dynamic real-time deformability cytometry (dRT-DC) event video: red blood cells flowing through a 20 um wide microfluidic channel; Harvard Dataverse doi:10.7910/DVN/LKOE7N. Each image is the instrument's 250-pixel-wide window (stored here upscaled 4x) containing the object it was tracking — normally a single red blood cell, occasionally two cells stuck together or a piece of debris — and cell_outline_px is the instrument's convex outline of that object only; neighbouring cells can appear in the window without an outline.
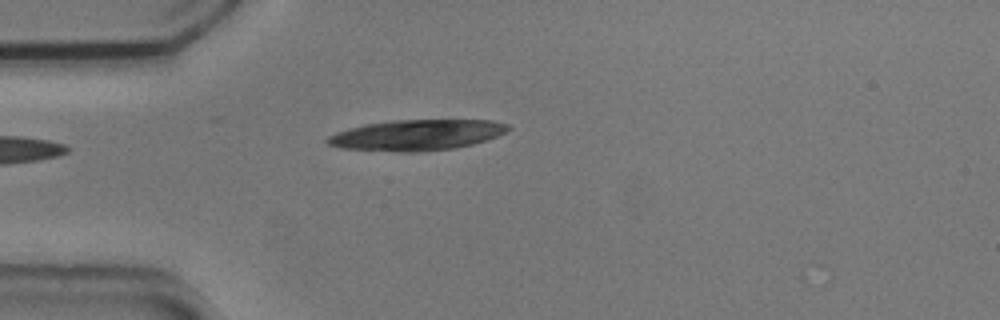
{"species": "common noctule bat (a hibernating species)", "species_latin": "Nyctalus noctula", "temperature_condition": "cold", "stored_images_in_passage": 4, "camera_frame_rate_fps": 3000, "um_per_image_px": 0.085, "animal": {"sex": "male", "body_mass_g": 20.5, "forearm_length_mm": 52.5}, "frame": {"image": 1, "passage_image": 4, "time_ms": 1.0, "image_size_px": [1000, 320], "cell_outline_px": [[512, 128], [488, 140], [456, 148], [416, 152], [400, 152], [340, 148], [328, 144], [324, 140], [328, 136], [336, 132], [348, 128], [364, 124], [392, 120], [492, 120], [508, 124]], "centroid_in_image_um": [35.4, 11.47], "position_along_channel_um": 49.6, "area_um2": 32.54}}